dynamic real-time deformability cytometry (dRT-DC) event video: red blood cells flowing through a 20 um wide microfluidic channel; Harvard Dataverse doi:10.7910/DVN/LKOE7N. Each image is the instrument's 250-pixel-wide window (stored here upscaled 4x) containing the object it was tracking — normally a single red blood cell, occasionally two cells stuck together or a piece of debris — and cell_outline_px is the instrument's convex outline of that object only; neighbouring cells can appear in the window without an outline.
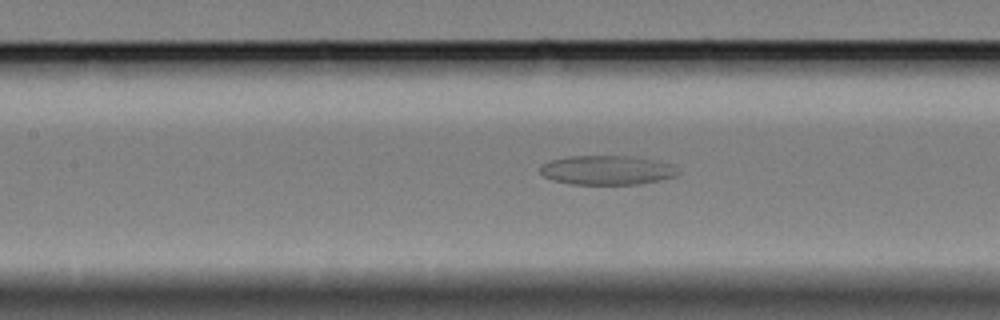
{"species": "Egyptian fruit bat (a non-hibernating species)", "species_latin": "Rousettus aegyptiacus", "temperature_condition": "cold", "stored_images_in_passage": 45, "camera_frame_rate_fps": 3000, "um_per_image_px": 0.085, "animal": {"sex": "female"}, "frame": {"image": 1, "passage_image": 10, "time_ms": 3.0, "image_size_px": [1000, 320], "cell_outline_px": [[680, 172], [676, 176], [640, 184], [572, 184], [552, 180], [544, 176], [540, 172], [540, 164], [548, 160], [568, 156], [632, 156], [656, 160], [672, 164]], "centroid_in_image_um": [51.57, 14.45], "position_along_channel_um": 155.8, "area_um2": 23.7}}
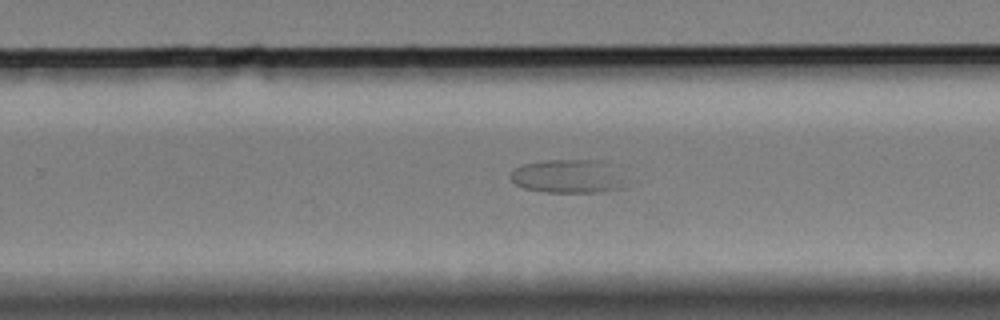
{"frame": {"image": 2, "passage_image": 22, "time_ms": 7.0, "image_size_px": [1000, 320], "cell_outline_px": [[624, 188], [604, 192], [544, 192], [524, 188], [516, 184], [508, 176], [516, 168], [524, 164], [544, 160], [596, 160], [608, 164]], "centroid_in_image_um": [48.15, 15.0], "position_along_channel_um": 281.6, "area_um2": 21.85}}
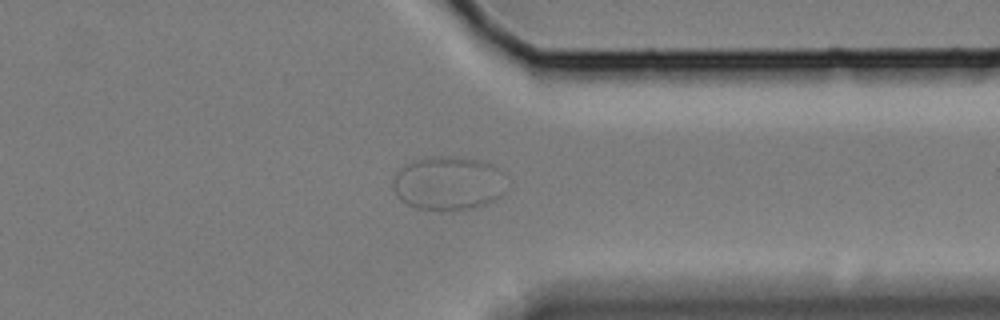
{"frame": {"image": 3, "passage_image": 31, "time_ms": 10.0, "image_size_px": [1000, 320], "cell_outline_px": [[496, 196], [472, 208], [440, 212], [416, 208], [400, 200], [392, 184], [392, 176], [404, 164], [412, 160], [424, 156], [460, 156], [484, 160], [492, 164], [496, 168]], "centroid_in_image_um": [37.86, 15.54], "position_along_channel_um": 373.5, "area_um2": 34.74}}